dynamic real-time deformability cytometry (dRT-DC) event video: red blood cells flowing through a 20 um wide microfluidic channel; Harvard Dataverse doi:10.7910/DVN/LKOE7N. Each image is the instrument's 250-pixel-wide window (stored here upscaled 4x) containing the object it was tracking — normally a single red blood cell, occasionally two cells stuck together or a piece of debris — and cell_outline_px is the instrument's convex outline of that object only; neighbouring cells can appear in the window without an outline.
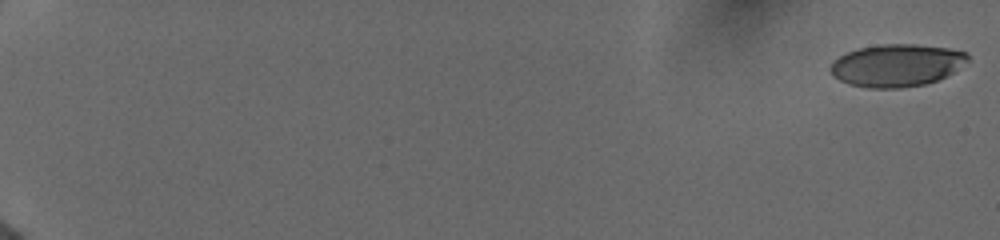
{"species": "human", "species_latin": "Homo sapiens", "temperature_condition": "cold", "stored_images_in_passage": 14, "camera_frame_rate_fps": 3000, "um_per_image_px": 0.085, "donor": {"sex": "female"}, "frame": {"image": 1, "passage_image": 1, "time_ms": 0.0, "image_size_px": [1000, 240], "cell_outline_px": [[968, 60], [952, 72], [936, 80], [924, 84], [900, 88], [868, 88], [848, 84], [832, 76], [828, 68], [832, 60], [848, 52], [860, 48], [880, 44], [916, 44], [948, 48], [968, 52]], "centroid_in_image_um": [76.16, 5.55], "position_along_channel_um": 8.8, "area_um2": 33.93}}
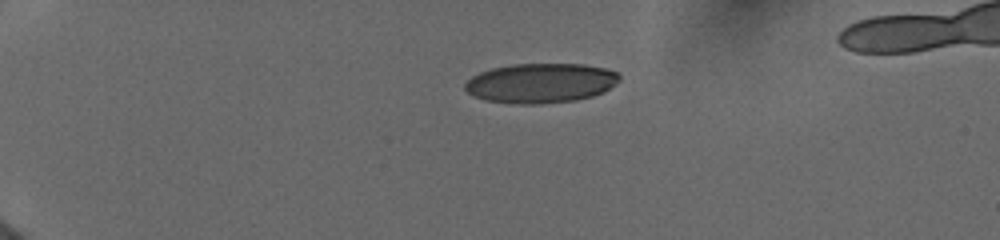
{"frame": {"image": 2, "passage_image": 8, "time_ms": 4.667, "image_size_px": [1000, 240], "cell_outline_px": [[620, 80], [616, 84], [604, 92], [592, 96], [576, 100], [540, 104], [520, 104], [484, 100], [472, 96], [464, 88], [464, 84], [472, 76], [480, 72], [492, 68], [512, 64], [584, 64], [604, 68], [616, 72], [620, 76]], "centroid_in_image_um": [45.95, 7.06], "position_along_channel_um": 39.0, "area_um2": 35.84}}
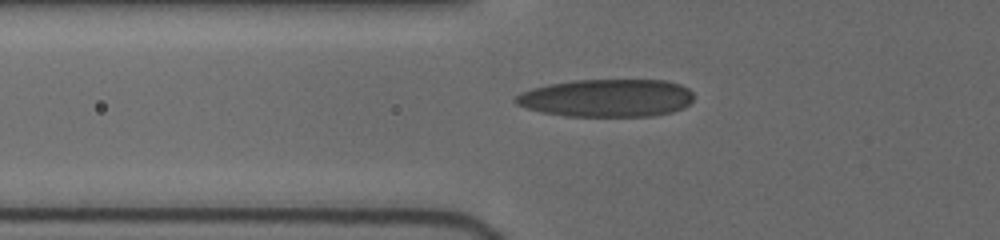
{"frame": {"image": 3, "passage_image": 12, "time_ms": 7.333, "image_size_px": [1000, 240], "cell_outline_px": [[692, 100], [684, 108], [672, 112], [652, 116], [564, 116], [540, 112], [516, 104], [512, 100], [520, 92], [532, 88], [548, 84], [572, 80], [668, 80], [680, 84], [688, 88], [692, 92]], "centroid_in_image_um": [51.56, 8.33], "position_along_channel_um": 74.2, "area_um2": 39.54}}